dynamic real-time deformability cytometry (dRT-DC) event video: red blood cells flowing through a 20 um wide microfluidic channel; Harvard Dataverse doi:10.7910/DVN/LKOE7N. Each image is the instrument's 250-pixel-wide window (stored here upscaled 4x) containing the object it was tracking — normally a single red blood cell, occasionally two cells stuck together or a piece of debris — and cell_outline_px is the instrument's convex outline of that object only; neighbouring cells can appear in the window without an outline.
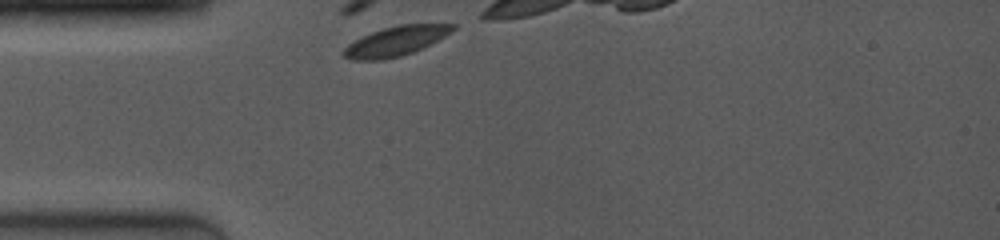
{"species": "common noctule bat (a hibernating species)", "species_latin": "Nyctalus noctula", "temperature_condition": "room temperature", "stored_images_in_passage": 2, "camera_frame_rate_fps": 4000, "um_per_image_px": 0.085, "animal": {"sex": "female", "body_mass_g": 19.0, "forearm_length_mm": 53.3}, "frame": {"image": 1, "passage_image": 1, "time_ms": 0.0, "image_size_px": [1000, 240], "cell_outline_px": [[456, 28], [444, 36], [412, 52], [400, 56], [380, 60], [352, 60], [344, 56], [344, 48], [348, 44], [372, 32], [384, 28], [400, 24], [456, 24]], "centroid_in_image_um": [33.62, 3.49], "position_along_channel_um": 51.4, "area_um2": 18.26}}